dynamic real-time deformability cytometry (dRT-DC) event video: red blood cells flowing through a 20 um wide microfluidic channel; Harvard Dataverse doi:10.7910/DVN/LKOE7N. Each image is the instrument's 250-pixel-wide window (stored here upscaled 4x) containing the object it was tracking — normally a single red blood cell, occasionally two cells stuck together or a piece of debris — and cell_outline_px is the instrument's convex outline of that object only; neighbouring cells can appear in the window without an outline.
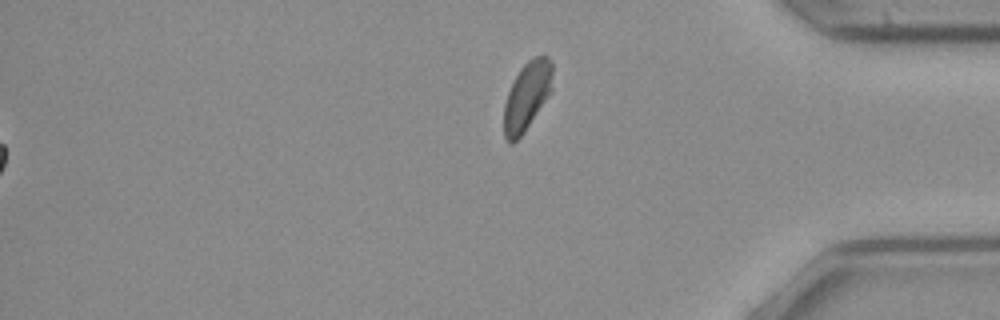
{"species": "common noctule bat (a hibernating species)", "species_latin": "Nyctalus noctula", "temperature_condition": "cold", "stored_images_in_passage": 53, "segment_of_instrument_passage": [2, 2], "camera_frame_rate_fps": 3000, "um_per_image_px": 0.085, "animal": {"sex": "female", "body_mass_g": 21.9}, "frame": {"image": 1, "passage_image": 53, "time_ms": 17.333, "image_size_px": [1000, 320], "cell_outline_px": [[552, 92], [524, 132], [512, 144], [508, 144], [504, 136], [504, 104], [508, 92], [520, 68], [528, 60], [544, 52], [548, 56], [552, 64]], "centroid_in_image_um": [44.81, 8.15], "position_along_channel_um": 390.4, "area_um2": 19.59}}